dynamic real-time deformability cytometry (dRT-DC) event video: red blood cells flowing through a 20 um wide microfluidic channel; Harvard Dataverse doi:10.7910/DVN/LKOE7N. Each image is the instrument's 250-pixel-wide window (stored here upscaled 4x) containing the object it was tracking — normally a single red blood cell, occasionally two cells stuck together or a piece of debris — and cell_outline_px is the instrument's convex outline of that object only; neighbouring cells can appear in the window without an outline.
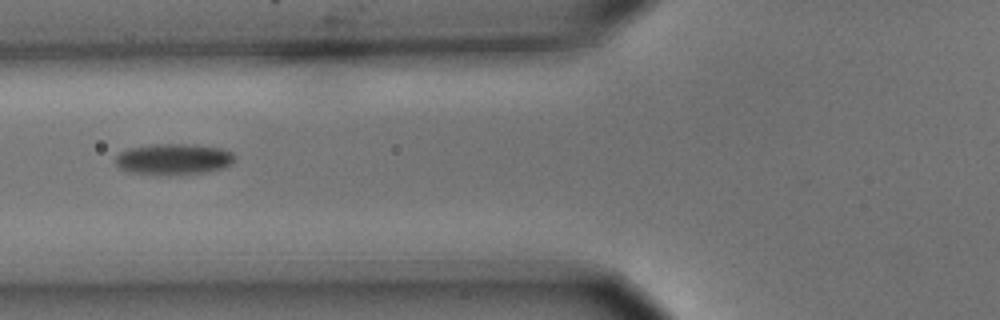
{"species": "common noctule bat (a hibernating species)", "species_latin": "Nyctalus noctula", "temperature_condition": "cold", "stored_images_in_passage": 8, "camera_frame_rate_fps": 3000, "um_per_image_px": 0.085, "animal": {"sex": "male", "body_mass_g": 15.6}, "frame": {"image": 1, "passage_image": 6, "time_ms": 1.667, "image_size_px": [1000, 320], "cell_outline_px": [[236, 160], [232, 164], [224, 168], [208, 172], [168, 176], [132, 172], [120, 168], [116, 164], [116, 156], [120, 152], [132, 148], [152, 144], [188, 144], [220, 148], [232, 152], [236, 156]], "centroid_in_image_um": [14.81, 13.54], "position_along_channel_um": 111.0, "area_um2": 21.79}}
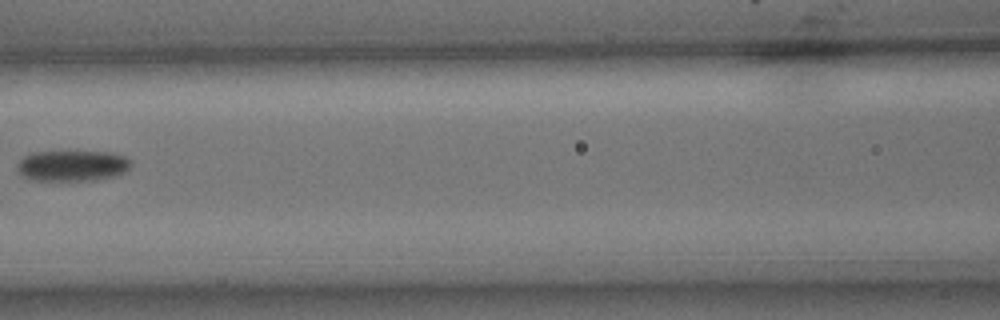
{"frame": {"image": 2, "passage_image": 7, "time_ms": 2.0, "image_size_px": [1000, 320], "cell_outline_px": [[132, 164], [124, 172], [112, 176], [92, 180], [32, 180], [24, 176], [16, 168], [16, 164], [24, 156], [32, 152], [108, 152], [124, 156], [132, 160]], "centroid_in_image_um": [6.13, 14.08], "position_along_channel_um": 160.5, "area_um2": 20.23}}
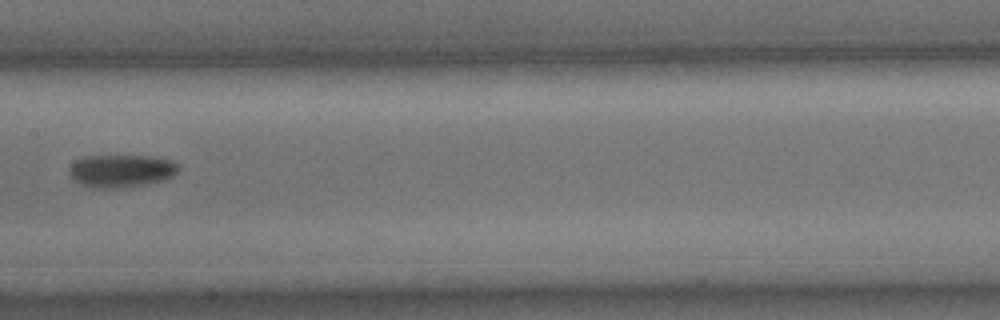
{"frame": {"image": 3, "passage_image": 8, "time_ms": 2.333, "image_size_px": [1000, 320], "cell_outline_px": [[180, 168], [172, 176], [164, 180], [116, 188], [92, 188], [80, 184], [68, 172], [68, 168], [76, 160], [88, 156], [152, 156], [172, 160]], "centroid_in_image_um": [10.29, 14.51], "position_along_channel_um": 197.1, "area_um2": 20.58}}